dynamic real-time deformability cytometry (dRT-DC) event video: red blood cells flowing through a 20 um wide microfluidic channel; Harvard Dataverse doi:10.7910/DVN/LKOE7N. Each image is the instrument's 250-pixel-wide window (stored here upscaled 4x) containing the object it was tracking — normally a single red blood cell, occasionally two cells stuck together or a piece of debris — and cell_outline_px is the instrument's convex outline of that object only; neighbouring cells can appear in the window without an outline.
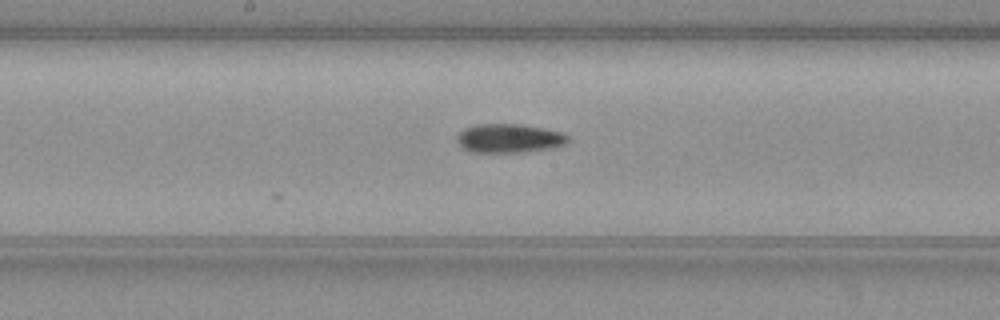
{"species": "common noctule bat (a hibernating species)", "species_latin": "Nyctalus noctula", "temperature_condition": "warm", "stored_images_in_passage": 14, "camera_frame_rate_fps": 3000, "um_per_image_px": 0.085, "animal": {"sex": "female", "body_mass_g": 19.3, "forearm_length_mm": 54.1}, "frame": {"image": 1, "passage_image": 14, "time_ms": 4.333, "image_size_px": [1000, 320], "cell_outline_px": [[568, 140], [564, 144], [552, 148], [524, 152], [472, 152], [464, 148], [456, 140], [456, 136], [464, 128], [472, 124], [520, 124], [544, 128], [560, 132], [568, 136]], "centroid_in_image_um": [43.25, 11.75], "position_along_channel_um": 205.0, "area_um2": 18.67}}